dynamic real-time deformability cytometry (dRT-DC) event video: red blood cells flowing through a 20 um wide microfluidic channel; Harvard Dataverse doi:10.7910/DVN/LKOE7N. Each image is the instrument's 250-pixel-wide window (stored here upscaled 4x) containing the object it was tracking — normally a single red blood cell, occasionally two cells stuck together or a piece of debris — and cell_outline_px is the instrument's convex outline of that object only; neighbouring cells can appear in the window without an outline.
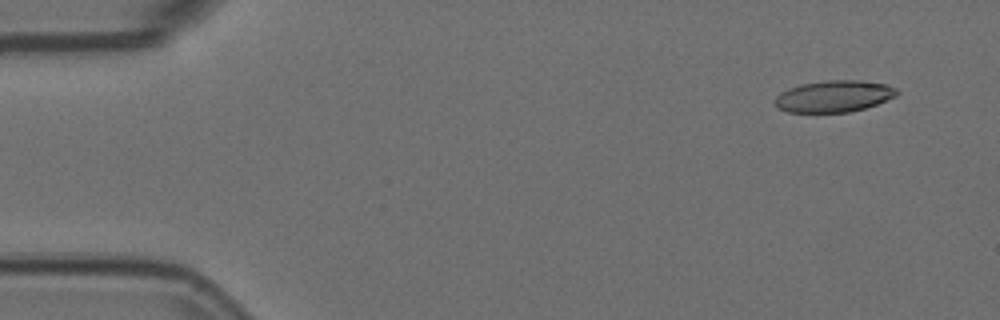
{"species": "Egyptian fruit bat (a non-hibernating species)", "species_latin": "Rousettus aegyptiacus", "temperature_condition": "room temperature", "stored_images_in_passage": 7, "camera_frame_rate_fps": 3000, "um_per_image_px": 0.085, "animal": {"sex": "female"}, "frame": {"image": 1, "passage_image": 2, "time_ms": 0.333, "image_size_px": [1000, 320], "cell_outline_px": [[900, 92], [896, 96], [876, 104], [864, 108], [848, 112], [788, 112], [780, 108], [776, 104], [776, 96], [780, 92], [788, 88], [800, 84], [824, 80], [860, 80], [888, 84], [896, 88]], "centroid_in_image_um": [70.91, 8.16], "position_along_channel_um": 14.1, "area_um2": 22.48}}
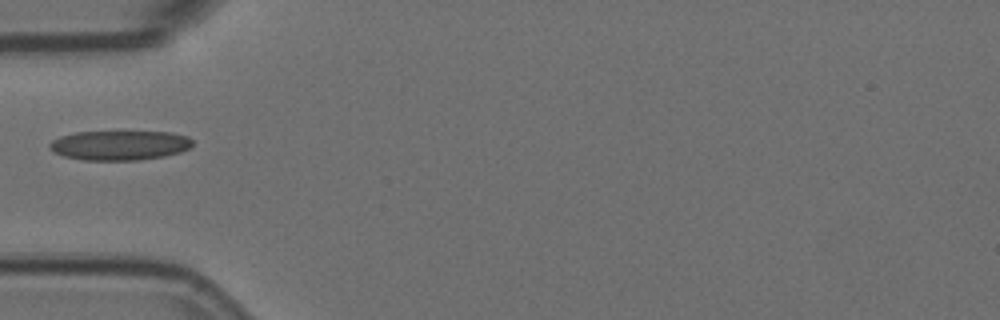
{"frame": {"image": 2, "passage_image": 6, "time_ms": 1.667, "image_size_px": [1000, 320], "cell_outline_px": [[192, 144], [188, 148], [180, 152], [164, 156], [140, 160], [84, 160], [64, 156], [48, 148], [48, 144], [52, 140], [60, 136], [76, 132], [172, 132], [188, 136], [192, 140]], "centroid_in_image_um": [10.16, 12.35], "position_along_channel_um": 74.8, "area_um2": 24.62}}
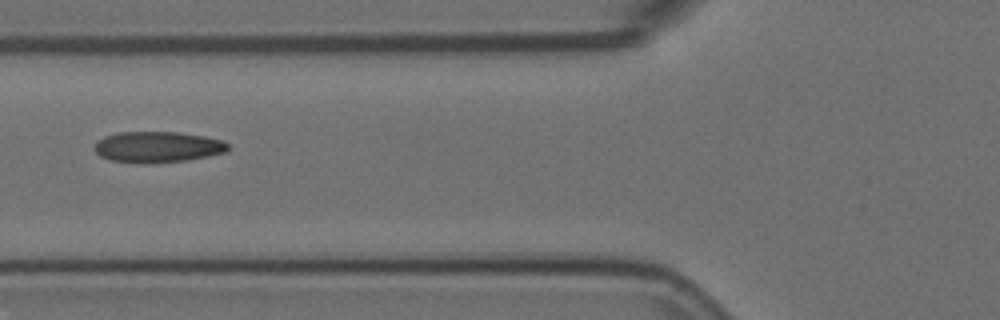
{"frame": {"image": 3, "passage_image": 7, "time_ms": 2.0, "image_size_px": [1000, 320], "cell_outline_px": [[228, 148], [224, 152], [208, 156], [184, 160], [152, 164], [144, 164], [108, 160], [100, 156], [96, 152], [96, 140], [104, 136], [120, 132], [176, 132], [204, 136], [220, 140], [228, 144]], "centroid_in_image_um": [13.34, 12.5], "position_along_channel_um": 112.5, "area_um2": 24.04}}